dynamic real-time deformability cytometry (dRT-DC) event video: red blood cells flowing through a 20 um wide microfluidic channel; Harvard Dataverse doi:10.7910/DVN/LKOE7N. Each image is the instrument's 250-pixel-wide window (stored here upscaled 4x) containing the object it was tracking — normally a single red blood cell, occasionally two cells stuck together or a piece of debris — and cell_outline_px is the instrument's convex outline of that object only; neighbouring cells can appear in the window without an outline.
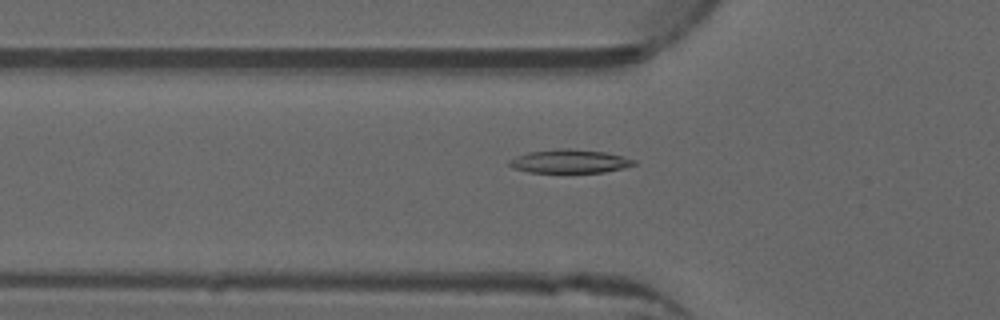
{"species": "common noctule bat (a hibernating species)", "species_latin": "Nyctalus noctula", "temperature_condition": "warm", "stored_images_in_passage": 52, "camera_frame_rate_fps": 3000, "um_per_image_px": 0.085, "animal": {"sex": "male", "forearm_length_mm": 52.5}, "frame": {"image": 1, "passage_image": 18, "time_ms": 5.667, "image_size_px": [1000, 320], "cell_outline_px": [[636, 164], [624, 168], [604, 172], [528, 172], [512, 168], [508, 164], [508, 160], [516, 156], [528, 152], [560, 148], [568, 148], [608, 152], [636, 160]], "centroid_in_image_um": [48.42, 13.7], "position_along_channel_um": 77.4, "area_um2": 17.22}}
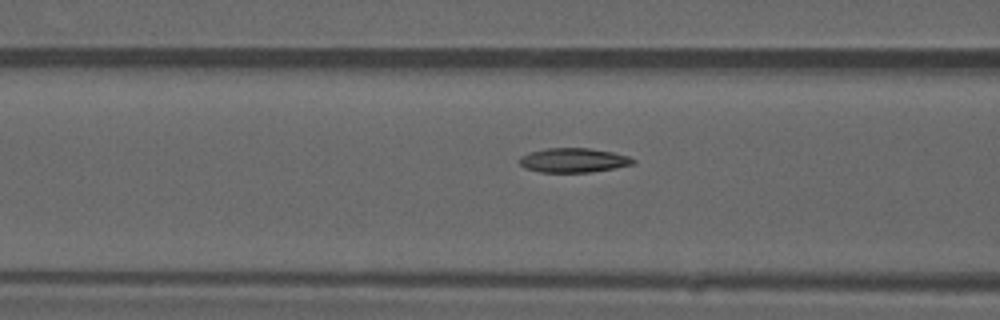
{"frame": {"image": 2, "passage_image": 21, "time_ms": 6.667, "image_size_px": [1000, 320], "cell_outline_px": [[636, 164], [588, 172], [540, 172], [524, 168], [520, 164], [520, 156], [544, 148], [588, 148], [612, 152], [628, 156], [636, 160]], "centroid_in_image_um": [48.74, 13.62], "position_along_channel_um": 117.9, "area_um2": 16.01}}
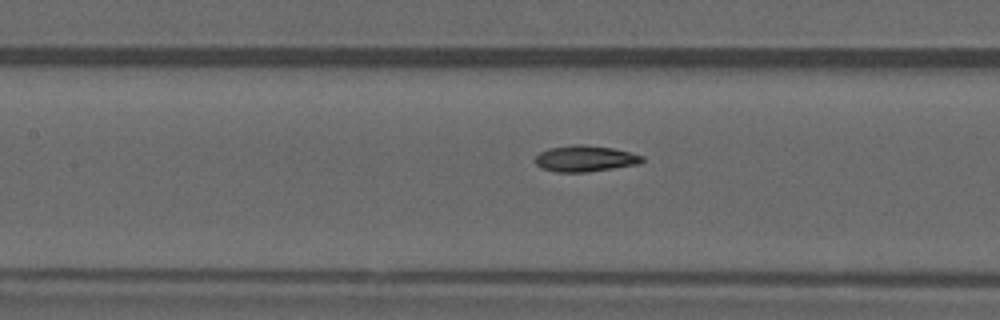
{"frame": {"image": 3, "passage_image": 24, "time_ms": 7.667, "image_size_px": [1000, 320], "cell_outline_px": [[644, 160], [640, 164], [588, 172], [556, 172], [540, 168], [532, 160], [540, 152], [548, 148], [572, 144], [580, 144], [612, 148], [644, 156]], "centroid_in_image_um": [49.69, 13.48], "position_along_channel_um": 157.7, "area_um2": 16.47}, "authors_computed_cell_mechanics": {"area_um2": 16.3863, "velocity_mm_per_s": 3.9725, "shape_relaxation_time_tau1_ms": 10.5068, "shape_relaxation_time_tau2_ms": 3.0751, "deformation_change_tau1": 0.2788, "deformation_change_tau2": 0.0636}}